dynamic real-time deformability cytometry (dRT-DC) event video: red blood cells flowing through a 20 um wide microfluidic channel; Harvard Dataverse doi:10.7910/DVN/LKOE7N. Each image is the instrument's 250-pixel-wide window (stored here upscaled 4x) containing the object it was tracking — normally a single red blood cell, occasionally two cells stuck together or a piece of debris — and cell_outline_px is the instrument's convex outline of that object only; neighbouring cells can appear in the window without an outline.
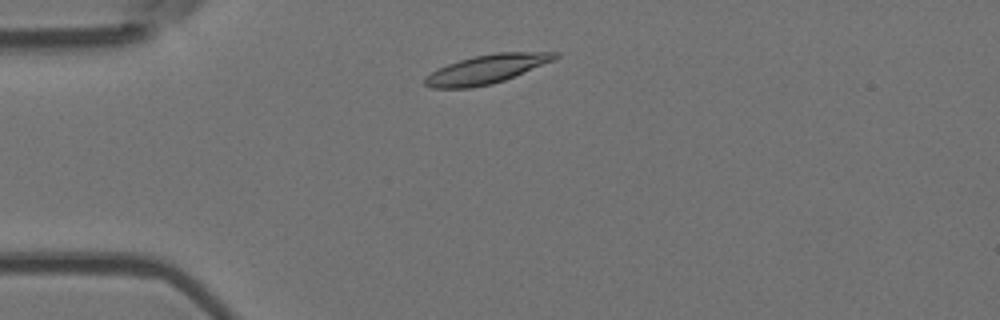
{"species": "Egyptian fruit bat (a non-hibernating species)", "species_latin": "Rousettus aegyptiacus", "temperature_condition": "room temperature", "stored_images_in_passage": 6, "camera_frame_rate_fps": 3000, "um_per_image_px": 0.085, "animal": {"sex": "female"}, "frame": {"image": 1, "passage_image": 2, "time_ms": 0.333, "image_size_px": [1000, 320], "cell_outline_px": [[560, 56], [556, 60], [504, 80], [492, 84], [472, 88], [428, 88], [424, 84], [424, 76], [448, 64], [472, 56], [496, 52], [560, 52]], "centroid_in_image_um": [41.38, 5.88], "position_along_channel_um": 43.6, "area_um2": 22.02}}
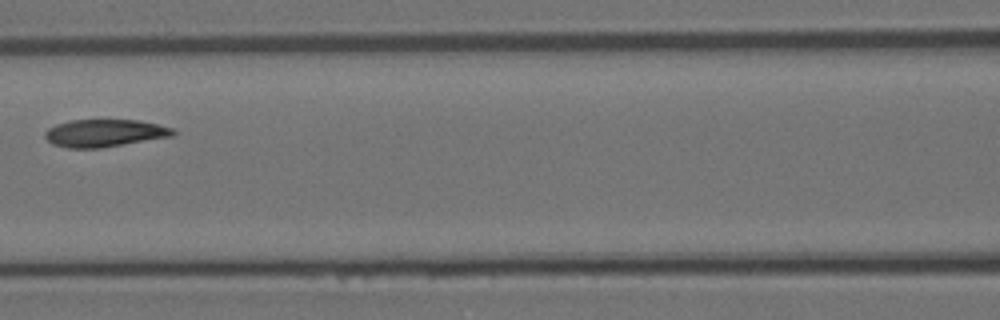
{"frame": {"image": 2, "passage_image": 5, "time_ms": 1.333, "image_size_px": [1000, 320], "cell_outline_px": [[176, 132], [172, 136], [100, 148], [68, 148], [52, 144], [44, 136], [44, 132], [48, 128], [56, 124], [72, 120], [140, 120], [172, 128]], "centroid_in_image_um": [8.85, 11.31], "position_along_channel_um": 157.7, "area_um2": 20.4}}
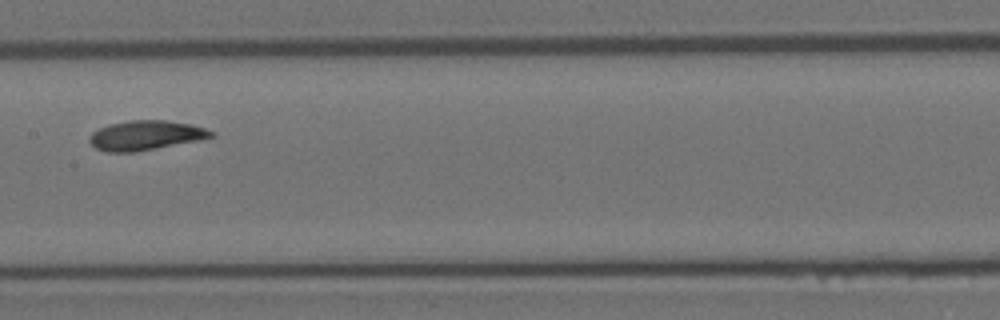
{"frame": {"image": 3, "passage_image": 6, "time_ms": 1.667, "image_size_px": [1000, 320], "cell_outline_px": [[216, 136], [200, 140], [136, 152], [108, 152], [96, 148], [88, 140], [88, 136], [92, 132], [108, 124], [132, 120], [164, 120], [188, 124], [204, 128], [212, 132]], "centroid_in_image_um": [12.35, 11.51], "position_along_channel_um": 195.0, "area_um2": 20.87}}